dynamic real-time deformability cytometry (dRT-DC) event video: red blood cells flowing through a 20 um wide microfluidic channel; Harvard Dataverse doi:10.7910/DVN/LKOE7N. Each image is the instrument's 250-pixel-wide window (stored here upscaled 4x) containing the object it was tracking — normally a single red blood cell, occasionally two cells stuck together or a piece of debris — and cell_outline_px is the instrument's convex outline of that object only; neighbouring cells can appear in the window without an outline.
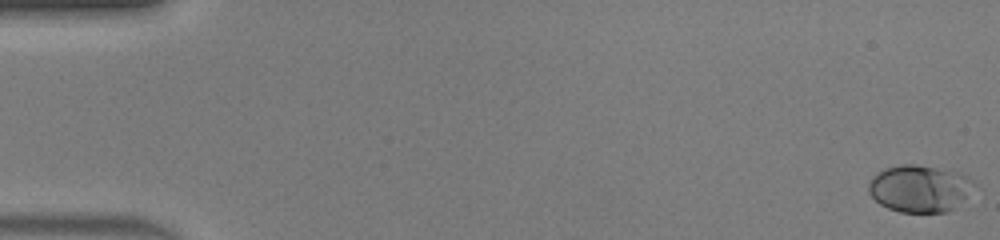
{"species": "human", "species_latin": "Homo sapiens", "temperature_condition": "warm", "stored_images_in_passage": 49, "camera_frame_rate_fps": 3000, "um_per_image_px": 0.085, "donor": {"sex": "male"}, "frame": {"image": 1, "passage_image": 1, "time_ms": 0.0, "image_size_px": [1000, 240], "cell_outline_px": [[976, 184], [948, 212], [900, 212], [888, 208], [880, 204], [868, 192], [868, 184], [872, 176], [876, 172], [884, 168], [900, 164], [916, 164], [960, 172], [968, 176]], "centroid_in_image_um": [78.11, 16.0], "position_along_channel_um": 6.9, "area_um2": 28.78}}
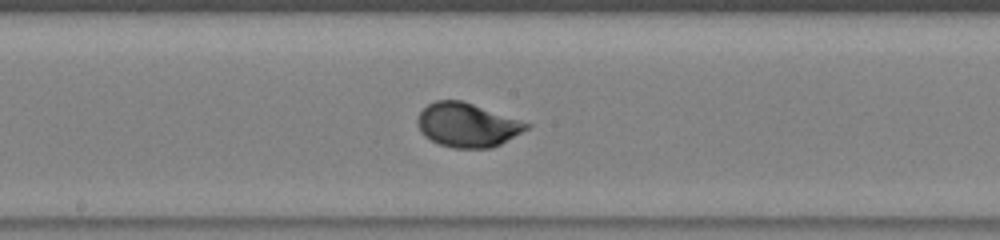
{"frame": {"image": 2, "passage_image": 27, "time_ms": 8.667, "image_size_px": [1000, 240], "cell_outline_px": [[532, 124], [528, 128], [500, 144], [492, 148], [452, 148], [440, 144], [424, 136], [420, 132], [416, 120], [420, 112], [428, 104], [436, 100], [464, 100]], "centroid_in_image_um": [39.7, 10.61], "position_along_channel_um": 208.5, "area_um2": 27.98}}
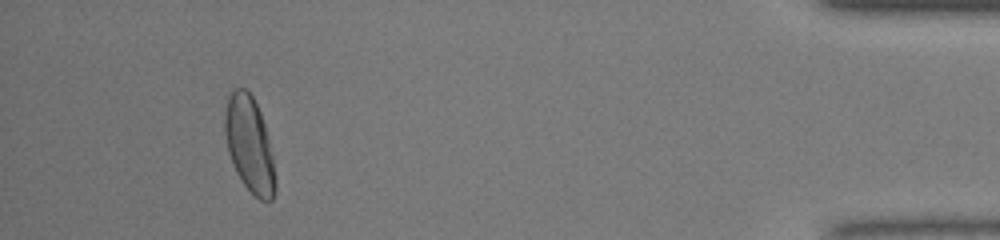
{"frame": {"image": 3, "passage_image": 46, "time_ms": 15.0, "image_size_px": [1000, 240], "cell_outline_px": [[276, 192], [272, 200], [260, 200], [244, 184], [236, 172], [228, 152], [224, 132], [224, 116], [228, 96], [232, 88], [244, 88], [252, 96], [260, 112], [264, 124], [272, 156], [276, 180]], "centroid_in_image_um": [21.19, 12.27], "position_along_channel_um": 414.0, "area_um2": 27.92}, "authors_computed_cell_mechanics": {"area_um2": 27.2816, "velocity_mm_per_s": 4.2513, "shape_relaxation_time_tau1_ms": 2.5367, "shape_relaxation_time_tau2_ms": null, "deformation_change_tau1": 0.1466, "deformation_change_tau2": null}}